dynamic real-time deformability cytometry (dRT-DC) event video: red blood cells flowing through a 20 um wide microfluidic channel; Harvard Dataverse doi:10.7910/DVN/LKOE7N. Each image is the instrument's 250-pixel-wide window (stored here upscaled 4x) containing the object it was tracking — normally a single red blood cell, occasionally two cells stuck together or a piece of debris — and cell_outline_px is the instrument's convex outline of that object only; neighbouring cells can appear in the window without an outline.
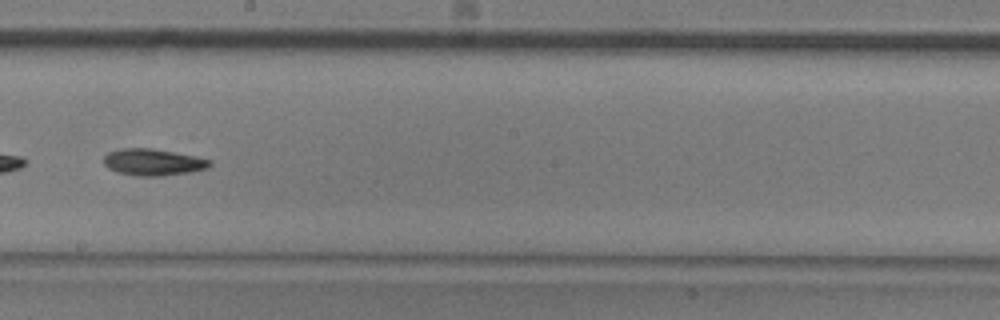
{"species": "common noctule bat (a hibernating species)", "species_latin": "Nyctalus noctula", "temperature_condition": "room temperature", "stored_images_in_passage": 50, "segment_of_instrument_passage": [2, 2], "camera_frame_rate_fps": 3000, "um_per_image_px": 0.085, "animal": {"sex": "male", "body_mass_g": 20.5, "forearm_length_mm": 52.5}, "frame": {"image": 1, "passage_image": 29, "time_ms": 9.333, "image_size_px": [1000, 320], "cell_outline_px": [[212, 164], [208, 168], [188, 172], [160, 176], [136, 176], [116, 172], [108, 168], [104, 164], [104, 156], [108, 152], [120, 148], [152, 148], [196, 156], [212, 160]], "centroid_in_image_um": [13.0, 13.78], "position_along_channel_um": 235.2, "area_um2": 16.59}}
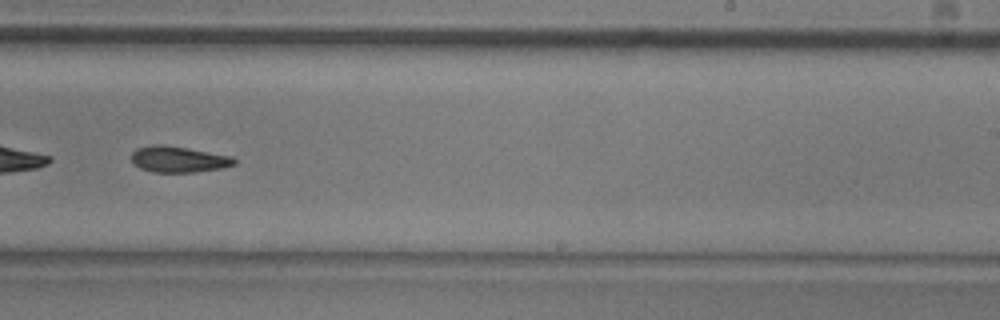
{"frame": {"image": 2, "passage_image": 32, "time_ms": 10.333, "image_size_px": [1000, 320], "cell_outline_px": [[236, 164], [224, 168], [196, 172], [152, 172], [140, 168], [132, 164], [132, 152], [136, 148], [152, 144], [164, 144], [188, 148], [232, 156], [236, 160]], "centroid_in_image_um": [15.17, 13.54], "position_along_channel_um": 273.8, "area_um2": 15.9}}